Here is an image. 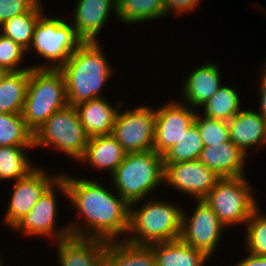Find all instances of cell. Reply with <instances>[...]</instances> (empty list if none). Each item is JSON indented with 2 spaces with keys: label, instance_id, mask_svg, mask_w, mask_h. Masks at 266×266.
I'll list each match as a JSON object with an SVG mask.
<instances>
[{
  "label": "cell",
  "instance_id": "cell-29",
  "mask_svg": "<svg viewBox=\"0 0 266 266\" xmlns=\"http://www.w3.org/2000/svg\"><path fill=\"white\" fill-rule=\"evenodd\" d=\"M0 146H33V133L22 114L0 113Z\"/></svg>",
  "mask_w": 266,
  "mask_h": 266
},
{
  "label": "cell",
  "instance_id": "cell-34",
  "mask_svg": "<svg viewBox=\"0 0 266 266\" xmlns=\"http://www.w3.org/2000/svg\"><path fill=\"white\" fill-rule=\"evenodd\" d=\"M39 0H0V25L28 12Z\"/></svg>",
  "mask_w": 266,
  "mask_h": 266
},
{
  "label": "cell",
  "instance_id": "cell-25",
  "mask_svg": "<svg viewBox=\"0 0 266 266\" xmlns=\"http://www.w3.org/2000/svg\"><path fill=\"white\" fill-rule=\"evenodd\" d=\"M43 8L39 0L28 12L5 21L0 25L1 34L28 50L33 40L35 25L45 11Z\"/></svg>",
  "mask_w": 266,
  "mask_h": 266
},
{
  "label": "cell",
  "instance_id": "cell-31",
  "mask_svg": "<svg viewBox=\"0 0 266 266\" xmlns=\"http://www.w3.org/2000/svg\"><path fill=\"white\" fill-rule=\"evenodd\" d=\"M260 205L252 212L245 224V248L248 253L266 256V214H261Z\"/></svg>",
  "mask_w": 266,
  "mask_h": 266
},
{
  "label": "cell",
  "instance_id": "cell-23",
  "mask_svg": "<svg viewBox=\"0 0 266 266\" xmlns=\"http://www.w3.org/2000/svg\"><path fill=\"white\" fill-rule=\"evenodd\" d=\"M156 266H205L210 258L202 251L186 244L181 238L151 245Z\"/></svg>",
  "mask_w": 266,
  "mask_h": 266
},
{
  "label": "cell",
  "instance_id": "cell-4",
  "mask_svg": "<svg viewBox=\"0 0 266 266\" xmlns=\"http://www.w3.org/2000/svg\"><path fill=\"white\" fill-rule=\"evenodd\" d=\"M164 174L163 155L155 150L130 152L110 175L111 186L129 205L137 206L164 184Z\"/></svg>",
  "mask_w": 266,
  "mask_h": 266
},
{
  "label": "cell",
  "instance_id": "cell-32",
  "mask_svg": "<svg viewBox=\"0 0 266 266\" xmlns=\"http://www.w3.org/2000/svg\"><path fill=\"white\" fill-rule=\"evenodd\" d=\"M198 111L195 124L199 129L200 136L204 146H211V144H220L229 139L228 121L212 119L199 114Z\"/></svg>",
  "mask_w": 266,
  "mask_h": 266
},
{
  "label": "cell",
  "instance_id": "cell-1",
  "mask_svg": "<svg viewBox=\"0 0 266 266\" xmlns=\"http://www.w3.org/2000/svg\"><path fill=\"white\" fill-rule=\"evenodd\" d=\"M60 173L68 190L67 200L84 221L68 222L72 236L106 242L127 237L130 205L117 192L113 194L96 179H80L69 173Z\"/></svg>",
  "mask_w": 266,
  "mask_h": 266
},
{
  "label": "cell",
  "instance_id": "cell-28",
  "mask_svg": "<svg viewBox=\"0 0 266 266\" xmlns=\"http://www.w3.org/2000/svg\"><path fill=\"white\" fill-rule=\"evenodd\" d=\"M240 94L234 87L223 85L201 107L208 118L230 121L241 109Z\"/></svg>",
  "mask_w": 266,
  "mask_h": 266
},
{
  "label": "cell",
  "instance_id": "cell-18",
  "mask_svg": "<svg viewBox=\"0 0 266 266\" xmlns=\"http://www.w3.org/2000/svg\"><path fill=\"white\" fill-rule=\"evenodd\" d=\"M182 84L184 103L199 109L223 86L220 69L212 61L192 70Z\"/></svg>",
  "mask_w": 266,
  "mask_h": 266
},
{
  "label": "cell",
  "instance_id": "cell-39",
  "mask_svg": "<svg viewBox=\"0 0 266 266\" xmlns=\"http://www.w3.org/2000/svg\"><path fill=\"white\" fill-rule=\"evenodd\" d=\"M0 266H3V262H2L1 257H0Z\"/></svg>",
  "mask_w": 266,
  "mask_h": 266
},
{
  "label": "cell",
  "instance_id": "cell-15",
  "mask_svg": "<svg viewBox=\"0 0 266 266\" xmlns=\"http://www.w3.org/2000/svg\"><path fill=\"white\" fill-rule=\"evenodd\" d=\"M116 10L117 0H78L71 23L84 42H98L97 36L111 12L117 18Z\"/></svg>",
  "mask_w": 266,
  "mask_h": 266
},
{
  "label": "cell",
  "instance_id": "cell-8",
  "mask_svg": "<svg viewBox=\"0 0 266 266\" xmlns=\"http://www.w3.org/2000/svg\"><path fill=\"white\" fill-rule=\"evenodd\" d=\"M246 176L220 178L203 199L225 226L246 224L259 205Z\"/></svg>",
  "mask_w": 266,
  "mask_h": 266
},
{
  "label": "cell",
  "instance_id": "cell-36",
  "mask_svg": "<svg viewBox=\"0 0 266 266\" xmlns=\"http://www.w3.org/2000/svg\"><path fill=\"white\" fill-rule=\"evenodd\" d=\"M261 66L263 69H260L262 75L259 74L261 78L259 79L258 82L260 84L258 92L259 93L258 95L260 96L259 98L260 108L258 109L260 110L258 113L266 119V63L262 64Z\"/></svg>",
  "mask_w": 266,
  "mask_h": 266
},
{
  "label": "cell",
  "instance_id": "cell-20",
  "mask_svg": "<svg viewBox=\"0 0 266 266\" xmlns=\"http://www.w3.org/2000/svg\"><path fill=\"white\" fill-rule=\"evenodd\" d=\"M122 105V102H119L116 107L111 106V103L102 97L83 102L75 107L86 134L94 137L112 134L116 115Z\"/></svg>",
  "mask_w": 266,
  "mask_h": 266
},
{
  "label": "cell",
  "instance_id": "cell-5",
  "mask_svg": "<svg viewBox=\"0 0 266 266\" xmlns=\"http://www.w3.org/2000/svg\"><path fill=\"white\" fill-rule=\"evenodd\" d=\"M68 104L66 84L59 69L30 68L22 116L34 134L54 113Z\"/></svg>",
  "mask_w": 266,
  "mask_h": 266
},
{
  "label": "cell",
  "instance_id": "cell-37",
  "mask_svg": "<svg viewBox=\"0 0 266 266\" xmlns=\"http://www.w3.org/2000/svg\"><path fill=\"white\" fill-rule=\"evenodd\" d=\"M247 256L233 266H266V256L253 255L246 252Z\"/></svg>",
  "mask_w": 266,
  "mask_h": 266
},
{
  "label": "cell",
  "instance_id": "cell-14",
  "mask_svg": "<svg viewBox=\"0 0 266 266\" xmlns=\"http://www.w3.org/2000/svg\"><path fill=\"white\" fill-rule=\"evenodd\" d=\"M164 183L203 200L213 189L220 177L206 167L199 159L194 161L164 163Z\"/></svg>",
  "mask_w": 266,
  "mask_h": 266
},
{
  "label": "cell",
  "instance_id": "cell-24",
  "mask_svg": "<svg viewBox=\"0 0 266 266\" xmlns=\"http://www.w3.org/2000/svg\"><path fill=\"white\" fill-rule=\"evenodd\" d=\"M30 69L8 72L0 83V113L22 114Z\"/></svg>",
  "mask_w": 266,
  "mask_h": 266
},
{
  "label": "cell",
  "instance_id": "cell-19",
  "mask_svg": "<svg viewBox=\"0 0 266 266\" xmlns=\"http://www.w3.org/2000/svg\"><path fill=\"white\" fill-rule=\"evenodd\" d=\"M246 154L231 140L204 146L199 160L220 178L246 176Z\"/></svg>",
  "mask_w": 266,
  "mask_h": 266
},
{
  "label": "cell",
  "instance_id": "cell-3",
  "mask_svg": "<svg viewBox=\"0 0 266 266\" xmlns=\"http://www.w3.org/2000/svg\"><path fill=\"white\" fill-rule=\"evenodd\" d=\"M144 203L138 207V210L135 205H130L126 241L139 245H152L181 237L183 209L180 205L158 198L147 199Z\"/></svg>",
  "mask_w": 266,
  "mask_h": 266
},
{
  "label": "cell",
  "instance_id": "cell-9",
  "mask_svg": "<svg viewBox=\"0 0 266 266\" xmlns=\"http://www.w3.org/2000/svg\"><path fill=\"white\" fill-rule=\"evenodd\" d=\"M58 193L65 195L68 198V190L66 187L65 180L59 176L41 195L39 200L33 206L28 214L20 219L11 229L20 232L25 236H37V237H48L53 239L54 243L60 240L66 239L71 235L69 224L65 227L60 228L56 226L58 211ZM58 227V228H56ZM58 229V230H57Z\"/></svg>",
  "mask_w": 266,
  "mask_h": 266
},
{
  "label": "cell",
  "instance_id": "cell-11",
  "mask_svg": "<svg viewBox=\"0 0 266 266\" xmlns=\"http://www.w3.org/2000/svg\"><path fill=\"white\" fill-rule=\"evenodd\" d=\"M196 207L189 216L182 212L181 239L193 248L204 252L209 258L216 252L226 227L216 213L203 200L195 202Z\"/></svg>",
  "mask_w": 266,
  "mask_h": 266
},
{
  "label": "cell",
  "instance_id": "cell-7",
  "mask_svg": "<svg viewBox=\"0 0 266 266\" xmlns=\"http://www.w3.org/2000/svg\"><path fill=\"white\" fill-rule=\"evenodd\" d=\"M89 136L81 124L75 106L67 105L54 113L33 134V147H52L69 156L74 161L83 158Z\"/></svg>",
  "mask_w": 266,
  "mask_h": 266
},
{
  "label": "cell",
  "instance_id": "cell-16",
  "mask_svg": "<svg viewBox=\"0 0 266 266\" xmlns=\"http://www.w3.org/2000/svg\"><path fill=\"white\" fill-rule=\"evenodd\" d=\"M105 243L74 236L55 242L60 266H106Z\"/></svg>",
  "mask_w": 266,
  "mask_h": 266
},
{
  "label": "cell",
  "instance_id": "cell-17",
  "mask_svg": "<svg viewBox=\"0 0 266 266\" xmlns=\"http://www.w3.org/2000/svg\"><path fill=\"white\" fill-rule=\"evenodd\" d=\"M229 139L245 154L266 145V119L258 111L241 109L228 121ZM259 147V148H256ZM248 152V153H247Z\"/></svg>",
  "mask_w": 266,
  "mask_h": 266
},
{
  "label": "cell",
  "instance_id": "cell-33",
  "mask_svg": "<svg viewBox=\"0 0 266 266\" xmlns=\"http://www.w3.org/2000/svg\"><path fill=\"white\" fill-rule=\"evenodd\" d=\"M26 52L27 50L21 45L0 33V67L5 68L8 72L30 69L31 66L24 68L20 66Z\"/></svg>",
  "mask_w": 266,
  "mask_h": 266
},
{
  "label": "cell",
  "instance_id": "cell-13",
  "mask_svg": "<svg viewBox=\"0 0 266 266\" xmlns=\"http://www.w3.org/2000/svg\"><path fill=\"white\" fill-rule=\"evenodd\" d=\"M37 166L28 175L15 181L12 196L4 214L3 223L13 227L30 212L45 190L58 179L61 173L47 174ZM51 175V176H50Z\"/></svg>",
  "mask_w": 266,
  "mask_h": 266
},
{
  "label": "cell",
  "instance_id": "cell-2",
  "mask_svg": "<svg viewBox=\"0 0 266 266\" xmlns=\"http://www.w3.org/2000/svg\"><path fill=\"white\" fill-rule=\"evenodd\" d=\"M102 49L99 42H84L59 69L65 79L70 106L102 98L104 84L113 75L112 65Z\"/></svg>",
  "mask_w": 266,
  "mask_h": 266
},
{
  "label": "cell",
  "instance_id": "cell-26",
  "mask_svg": "<svg viewBox=\"0 0 266 266\" xmlns=\"http://www.w3.org/2000/svg\"><path fill=\"white\" fill-rule=\"evenodd\" d=\"M117 18L122 24L153 21L165 16L164 0H117Z\"/></svg>",
  "mask_w": 266,
  "mask_h": 266
},
{
  "label": "cell",
  "instance_id": "cell-12",
  "mask_svg": "<svg viewBox=\"0 0 266 266\" xmlns=\"http://www.w3.org/2000/svg\"><path fill=\"white\" fill-rule=\"evenodd\" d=\"M181 101L165 102L155 109L154 150L163 155L193 126L197 116L195 108Z\"/></svg>",
  "mask_w": 266,
  "mask_h": 266
},
{
  "label": "cell",
  "instance_id": "cell-27",
  "mask_svg": "<svg viewBox=\"0 0 266 266\" xmlns=\"http://www.w3.org/2000/svg\"><path fill=\"white\" fill-rule=\"evenodd\" d=\"M31 148L34 147L0 146V181H16L28 175L37 167L32 164L26 153Z\"/></svg>",
  "mask_w": 266,
  "mask_h": 266
},
{
  "label": "cell",
  "instance_id": "cell-22",
  "mask_svg": "<svg viewBox=\"0 0 266 266\" xmlns=\"http://www.w3.org/2000/svg\"><path fill=\"white\" fill-rule=\"evenodd\" d=\"M106 266H156L151 245L133 244L125 239L105 243Z\"/></svg>",
  "mask_w": 266,
  "mask_h": 266
},
{
  "label": "cell",
  "instance_id": "cell-6",
  "mask_svg": "<svg viewBox=\"0 0 266 266\" xmlns=\"http://www.w3.org/2000/svg\"><path fill=\"white\" fill-rule=\"evenodd\" d=\"M83 43L70 22L59 16L48 18L43 13L35 25L33 40L27 53L33 48L45 62H49L31 65V68L60 69Z\"/></svg>",
  "mask_w": 266,
  "mask_h": 266
},
{
  "label": "cell",
  "instance_id": "cell-10",
  "mask_svg": "<svg viewBox=\"0 0 266 266\" xmlns=\"http://www.w3.org/2000/svg\"><path fill=\"white\" fill-rule=\"evenodd\" d=\"M116 115L112 135L127 152L154 150L155 109L141 105Z\"/></svg>",
  "mask_w": 266,
  "mask_h": 266
},
{
  "label": "cell",
  "instance_id": "cell-30",
  "mask_svg": "<svg viewBox=\"0 0 266 266\" xmlns=\"http://www.w3.org/2000/svg\"><path fill=\"white\" fill-rule=\"evenodd\" d=\"M204 143L197 125L193 126L163 154L164 163H176L198 160Z\"/></svg>",
  "mask_w": 266,
  "mask_h": 266
},
{
  "label": "cell",
  "instance_id": "cell-38",
  "mask_svg": "<svg viewBox=\"0 0 266 266\" xmlns=\"http://www.w3.org/2000/svg\"><path fill=\"white\" fill-rule=\"evenodd\" d=\"M8 71L3 68V67H0V83L2 81V79L7 75Z\"/></svg>",
  "mask_w": 266,
  "mask_h": 266
},
{
  "label": "cell",
  "instance_id": "cell-21",
  "mask_svg": "<svg viewBox=\"0 0 266 266\" xmlns=\"http://www.w3.org/2000/svg\"><path fill=\"white\" fill-rule=\"evenodd\" d=\"M127 152L112 135H98L90 137L85 154L80 160L87 162L90 168L108 171L111 175L124 161Z\"/></svg>",
  "mask_w": 266,
  "mask_h": 266
},
{
  "label": "cell",
  "instance_id": "cell-35",
  "mask_svg": "<svg viewBox=\"0 0 266 266\" xmlns=\"http://www.w3.org/2000/svg\"><path fill=\"white\" fill-rule=\"evenodd\" d=\"M165 3V16L172 15L176 17L180 14L193 12L198 9L201 0H164ZM176 14V15H175Z\"/></svg>",
  "mask_w": 266,
  "mask_h": 266
}]
</instances>
